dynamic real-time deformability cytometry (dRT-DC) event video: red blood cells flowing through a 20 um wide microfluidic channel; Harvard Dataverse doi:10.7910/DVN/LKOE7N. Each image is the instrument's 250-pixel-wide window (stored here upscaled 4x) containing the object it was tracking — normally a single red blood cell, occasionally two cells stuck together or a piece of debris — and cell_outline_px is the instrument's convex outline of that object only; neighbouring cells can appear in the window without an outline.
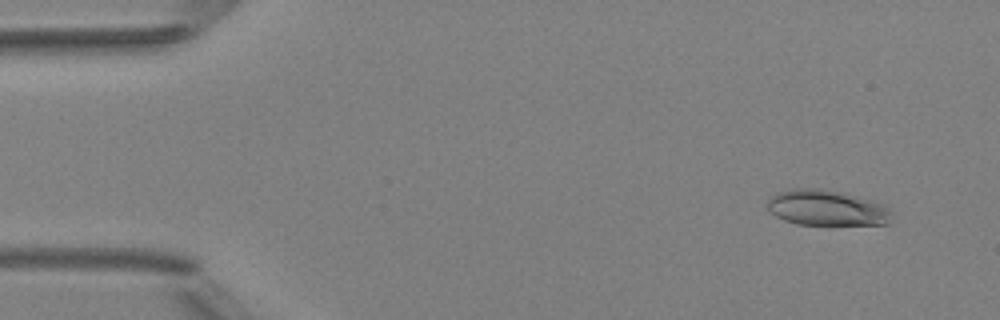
{"species": "Egyptian fruit bat (a non-hibernating species)", "species_latin": "Rousettus aegyptiacus", "temperature_condition": "room temperature", "stored_images_in_passage": 4, "camera_frame_rate_fps": 3000, "um_per_image_px": 0.085, "animal": {"sex": "female"}, "frame": {"image": 1, "passage_image": 1, "time_ms": 0.0, "image_size_px": [1000, 320], "cell_outline_px": [[892, 212], [888, 224], [796, 224], [784, 220], [776, 216], [768, 208], [768, 196], [776, 192], [796, 188], [820, 188], [844, 192], [872, 200], [888, 208]], "centroid_in_image_um": [70.24, 17.65], "position_along_channel_um": 14.8, "area_um2": 25.78}}
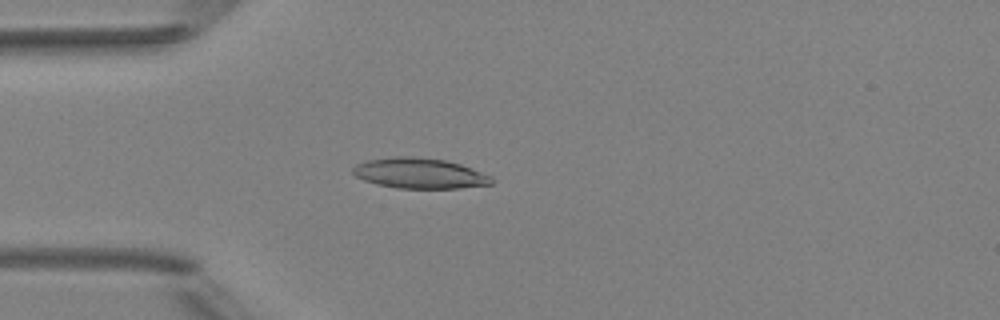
{"frame": {"image": 2, "passage_image": 4, "time_ms": 3.333, "image_size_px": [1000, 320], "cell_outline_px": [[492, 184], [460, 188], [396, 188], [376, 184], [364, 180], [356, 176], [352, 172], [352, 168], [356, 164], [368, 160], [392, 156], [412, 156], [444, 160], [460, 164], [472, 168], [492, 176]], "centroid_in_image_um": [35.65, 14.73], "position_along_channel_um": 49.4, "area_um2": 24.62}}